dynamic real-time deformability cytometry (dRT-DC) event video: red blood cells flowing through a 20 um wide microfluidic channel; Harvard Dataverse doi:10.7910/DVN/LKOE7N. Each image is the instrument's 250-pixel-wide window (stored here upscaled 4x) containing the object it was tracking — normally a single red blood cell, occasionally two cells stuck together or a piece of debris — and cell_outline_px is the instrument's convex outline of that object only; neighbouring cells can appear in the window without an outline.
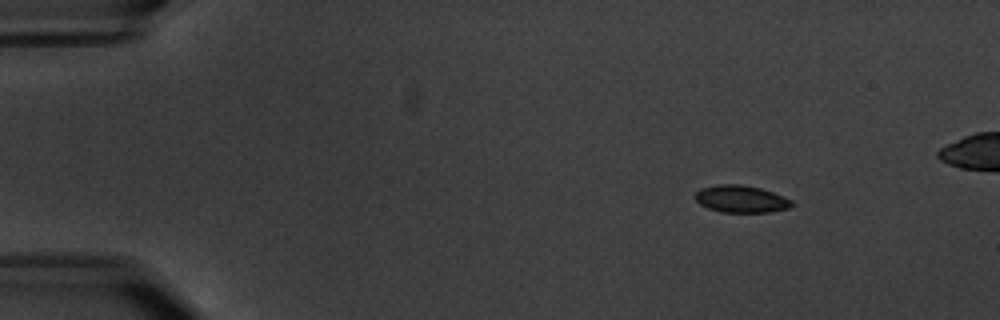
{"species": "common noctule bat (a hibernating species)", "species_latin": "Nyctalus noctula", "temperature_condition": "warm", "stored_images_in_passage": 6, "camera_frame_rate_fps": 3000, "um_per_image_px": 0.085, "animal": {"sex": "male", "body_mass_g": 20.1, "forearm_length_mm": 53.5}, "frame": {"image": 1, "passage_image": 3, "time_ms": 2.333, "image_size_px": [1000, 320], "cell_outline_px": [[796, 204], [788, 208], [772, 212], [720, 212], [708, 208], [700, 204], [692, 196], [700, 188], [720, 184], [740, 184], [760, 188], [784, 196], [792, 200]], "centroid_in_image_um": [62.99, 16.91], "position_along_channel_um": 22.0, "area_um2": 15.49}}